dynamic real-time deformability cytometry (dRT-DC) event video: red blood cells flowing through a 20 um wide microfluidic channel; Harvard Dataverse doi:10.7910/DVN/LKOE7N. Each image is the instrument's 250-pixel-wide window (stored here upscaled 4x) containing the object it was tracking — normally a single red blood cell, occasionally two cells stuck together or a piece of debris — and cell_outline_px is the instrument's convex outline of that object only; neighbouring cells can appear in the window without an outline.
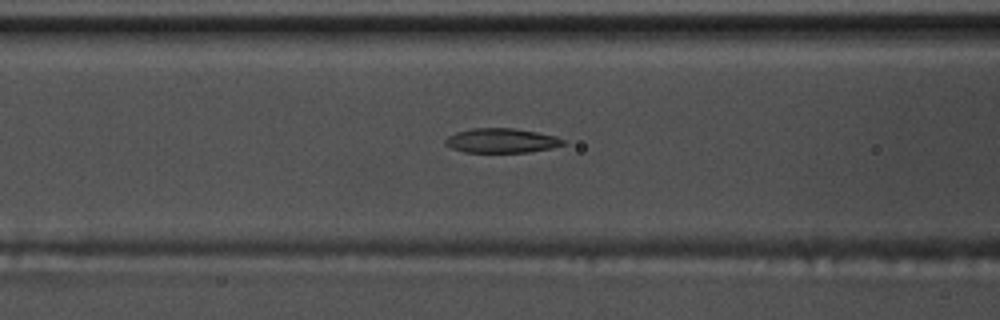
{"species": "common noctule bat (a hibernating species)", "species_latin": "Nyctalus noctula", "temperature_condition": "warm", "stored_images_in_passage": 54, "camera_frame_rate_fps": 3000, "um_per_image_px": 0.085, "animal": {"sex": "male", "body_mass_g": 17.5, "forearm_length_mm": 52.3}, "frame": {"image": 1, "passage_image": 22, "time_ms": 7.0, "image_size_px": [1000, 320], "cell_outline_px": [[568, 144], [552, 148], [528, 152], [464, 152], [452, 148], [444, 144], [444, 140], [448, 136], [456, 132], [472, 128], [512, 128], [536, 132], [556, 136], [564, 140]], "centroid_in_image_um": [42.63, 11.95], "position_along_channel_um": 124.0, "area_um2": 16.88}}
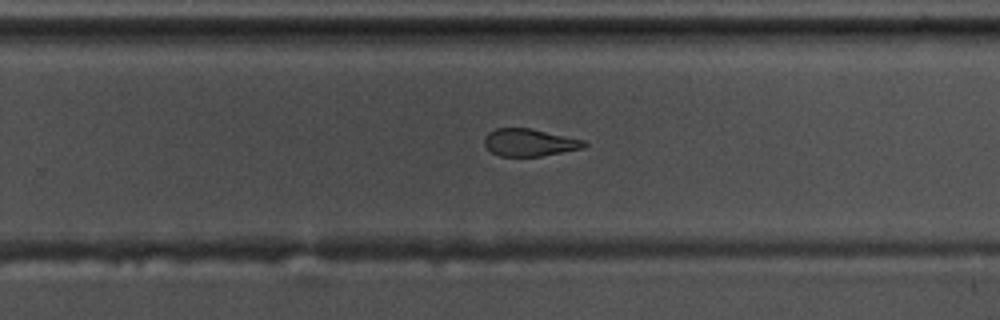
{"frame": {"image": 2, "passage_image": 35, "time_ms": 11.333, "image_size_px": [1000, 320], "cell_outline_px": [[588, 144], [584, 148], [540, 156], [500, 156], [492, 152], [484, 144], [484, 136], [488, 132], [496, 128], [532, 128], [584, 140]], "centroid_in_image_um": [45.0, 12.1], "position_along_channel_um": 284.8, "area_um2": 15.95}}
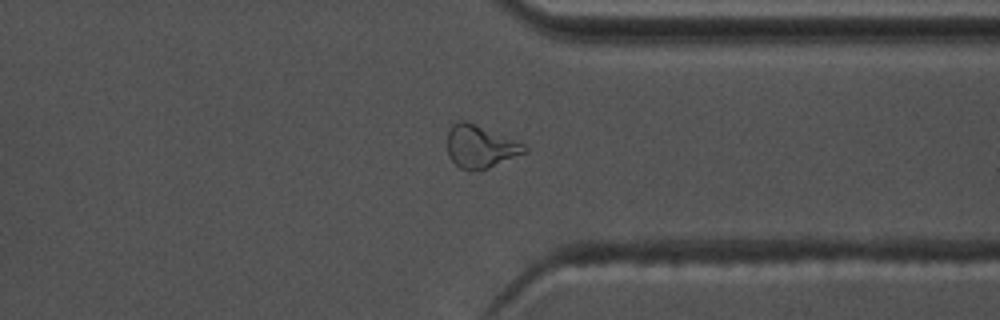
{"frame": {"image": 3, "passage_image": 42, "time_ms": 13.667, "image_size_px": [1000, 320], "cell_outline_px": [[528, 152], [488, 168], [468, 172], [460, 168], [448, 156], [448, 132], [452, 124], [456, 120], [464, 120], [524, 144], [528, 148]], "centroid_in_image_um": [40.81, 12.48], "position_along_channel_um": 370.6, "area_um2": 19.07}, "authors_computed_cell_mechanics": {"area_um2": 17.8024, "velocity_mm_per_s": 3.7225, "shape_relaxation_time_tau1_ms": 9.1043, "shape_relaxation_time_tau2_ms": 5.1553, "deformation_change_tau1": 0.2341, "deformation_change_tau2": 0.1164}}